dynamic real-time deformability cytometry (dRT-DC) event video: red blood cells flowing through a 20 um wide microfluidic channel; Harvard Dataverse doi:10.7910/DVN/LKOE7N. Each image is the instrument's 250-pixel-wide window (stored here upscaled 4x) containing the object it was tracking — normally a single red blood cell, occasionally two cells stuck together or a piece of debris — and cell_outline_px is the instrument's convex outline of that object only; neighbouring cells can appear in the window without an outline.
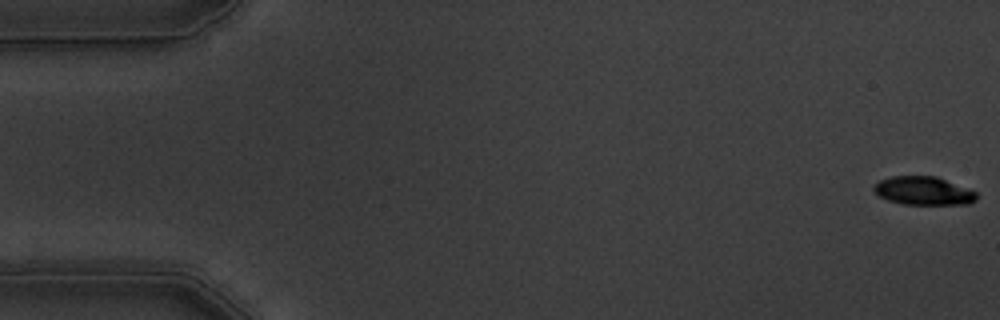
{"species": "common noctule bat (a hibernating species)", "species_latin": "Nyctalus noctula", "temperature_condition": "warm", "stored_images_in_passage": 10, "camera_frame_rate_fps": 3000, "um_per_image_px": 0.085, "animal": {"sex": "male", "body_mass_g": 19.5, "forearm_length_mm": 54.6}, "frame": {"image": 1, "passage_image": 1, "time_ms": 0.0, "image_size_px": [1000, 320], "cell_outline_px": [[976, 200], [968, 204], [904, 204], [888, 200], [880, 196], [872, 188], [880, 180], [892, 176], [936, 176], [968, 188], [976, 192]], "centroid_in_image_um": [78.51, 16.21], "position_along_channel_um": 6.5, "area_um2": 16.82}}